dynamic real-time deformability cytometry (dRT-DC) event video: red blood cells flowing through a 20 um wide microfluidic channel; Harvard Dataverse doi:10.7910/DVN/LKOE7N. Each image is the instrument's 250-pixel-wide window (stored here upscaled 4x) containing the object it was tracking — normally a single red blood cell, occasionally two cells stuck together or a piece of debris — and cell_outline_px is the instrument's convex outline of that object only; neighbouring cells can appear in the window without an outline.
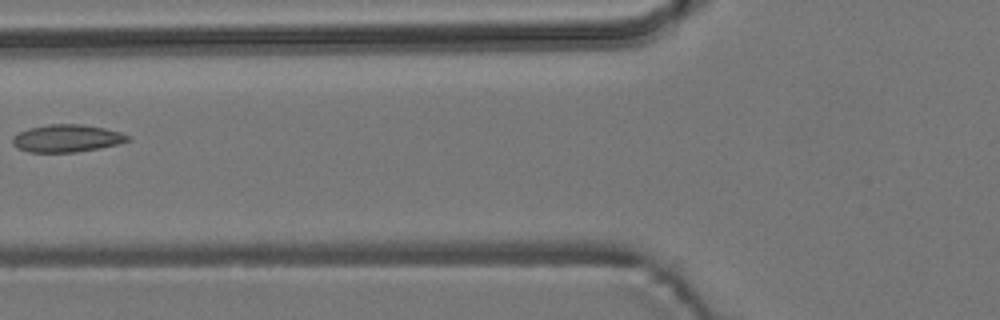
{"species": "common noctule bat (a hibernating species)", "species_latin": "Nyctalus noctula", "temperature_condition": "room temperature", "stored_images_in_passage": 7, "camera_frame_rate_fps": 3000, "um_per_image_px": 0.085, "animal": {"sex": "male", "body_mass_g": 19.2, "forearm_length_mm": 51.8}, "frame": {"image": 1, "passage_image": 6, "time_ms": 6.667, "image_size_px": [1000, 320], "cell_outline_px": [[132, 140], [120, 144], [100, 148], [76, 152], [28, 152], [16, 148], [12, 144], [12, 136], [28, 128], [48, 124], [84, 124], [104, 128], [120, 132], [132, 136]], "centroid_in_image_um": [5.71, 11.76], "position_along_channel_um": 120.1, "area_um2": 18.79}}
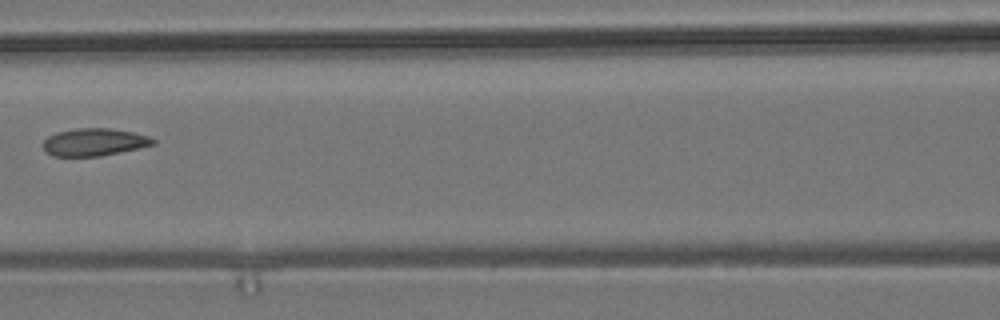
{"frame": {"image": 2, "passage_image": 7, "time_ms": 7.667, "image_size_px": [1000, 320], "cell_outline_px": [[156, 144], [120, 152], [100, 156], [52, 156], [44, 152], [44, 140], [48, 136], [56, 132], [76, 128], [108, 128], [132, 132], [148, 136], [156, 140]], "centroid_in_image_um": [7.99, 12.08], "position_along_channel_um": 158.6, "area_um2": 17.63}}